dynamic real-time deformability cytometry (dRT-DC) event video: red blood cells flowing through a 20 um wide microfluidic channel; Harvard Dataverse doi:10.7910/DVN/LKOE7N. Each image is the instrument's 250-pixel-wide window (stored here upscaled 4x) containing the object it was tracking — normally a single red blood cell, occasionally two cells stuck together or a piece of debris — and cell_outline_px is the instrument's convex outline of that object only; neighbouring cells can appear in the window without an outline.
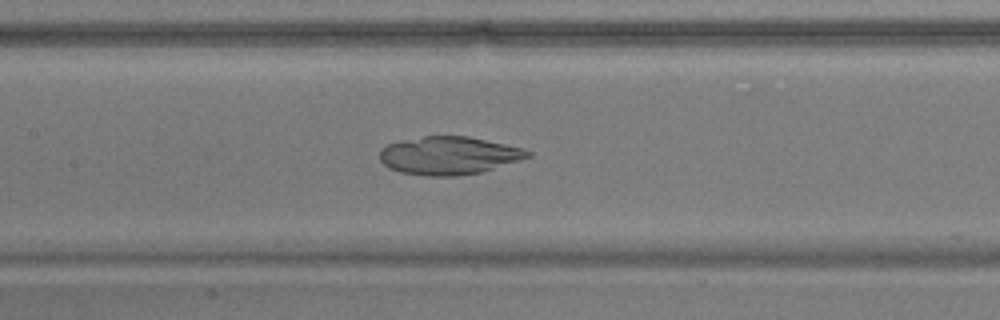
{"species": "common noctule bat (a hibernating species)", "species_latin": "Nyctalus noctula", "temperature_condition": "warm", "stored_images_in_passage": 47, "camera_frame_rate_fps": 3000, "um_per_image_px": 0.085, "animal": {"sex": "male", "body_mass_g": 17.9}, "frame": {"image": 1, "passage_image": 18, "time_ms": 5.667, "image_size_px": [1000, 320], "cell_outline_px": [[532, 156], [480, 172], [456, 176], [428, 176], [400, 172], [388, 168], [380, 160], [380, 148], [388, 144], [400, 140], [424, 136], [468, 136], [524, 148], [532, 152]], "centroid_in_image_um": [38.13, 13.21], "position_along_channel_um": 169.3, "area_um2": 32.77}}
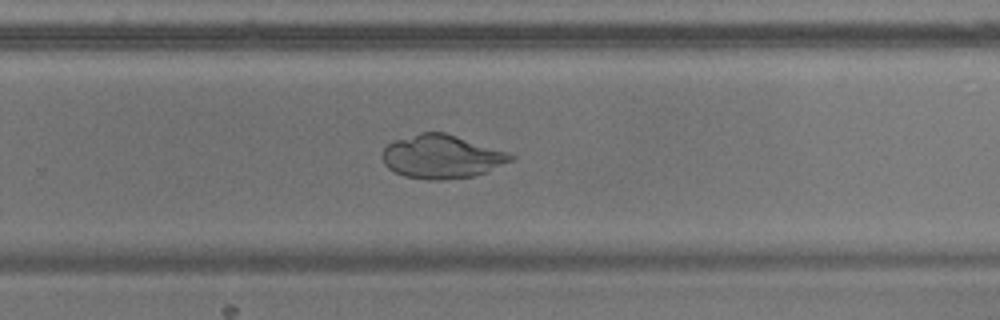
{"frame": {"image": 2, "passage_image": 28, "time_ms": 9.0, "image_size_px": [1000, 320], "cell_outline_px": [[516, 156], [512, 160], [484, 172], [472, 176], [440, 180], [428, 180], [404, 176], [388, 168], [384, 164], [380, 156], [384, 148], [388, 144], [396, 140], [420, 132], [444, 132], [508, 152]], "centroid_in_image_um": [37.5, 13.31], "position_along_channel_um": 292.3, "area_um2": 32.31}}